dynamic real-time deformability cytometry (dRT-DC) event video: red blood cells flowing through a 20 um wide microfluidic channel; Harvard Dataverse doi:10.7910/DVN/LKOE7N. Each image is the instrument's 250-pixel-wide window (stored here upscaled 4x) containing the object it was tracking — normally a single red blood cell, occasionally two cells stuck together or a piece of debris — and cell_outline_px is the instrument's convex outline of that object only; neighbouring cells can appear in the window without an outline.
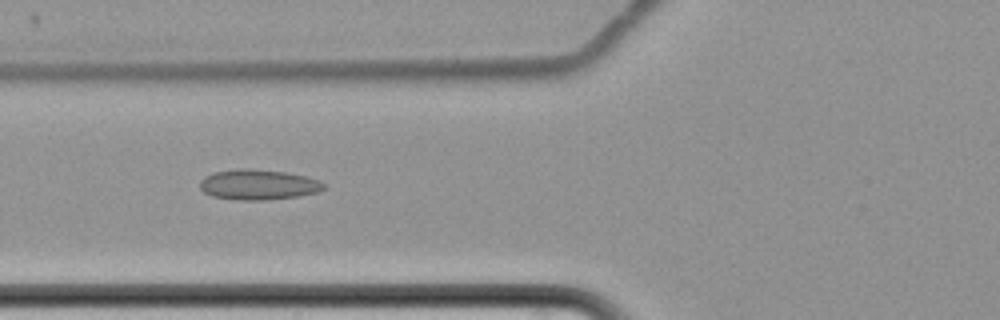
{"species": "common noctule bat (a hibernating species)", "species_latin": "Nyctalus noctula", "temperature_condition": "cold", "stored_images_in_passage": 16, "camera_frame_rate_fps": 3000, "um_per_image_px": 0.085, "animal": {"sex": "female", "body_mass_g": 22.7, "forearm_length_mm": 54.2}, "frame": {"image": 1, "passage_image": 7, "time_ms": 8.333, "image_size_px": [1000, 320], "cell_outline_px": [[324, 188], [316, 192], [300, 196], [264, 200], [236, 200], [212, 196], [204, 192], [200, 188], [200, 180], [204, 176], [212, 172], [240, 168], [248, 168], [284, 172], [304, 176], [320, 180], [324, 184]], "centroid_in_image_um": [21.91, 15.69], "position_along_channel_um": 103.9, "area_um2": 21.91}}
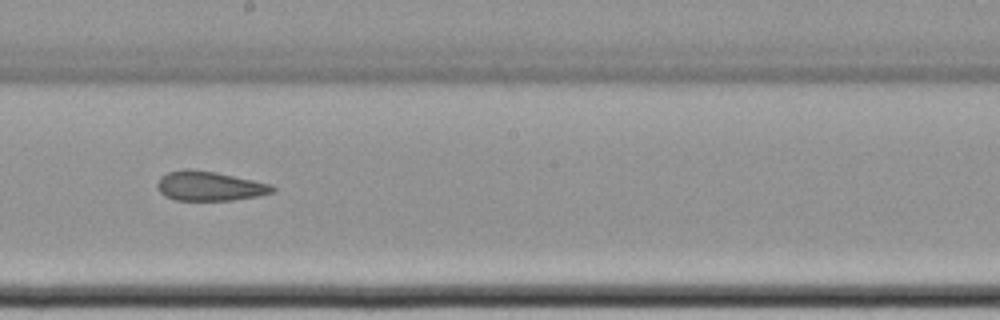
{"frame": {"image": 2, "passage_image": 10, "time_ms": 12.0, "image_size_px": [1000, 320], "cell_outline_px": [[276, 188], [272, 192], [260, 196], [232, 200], [176, 200], [164, 196], [156, 188], [156, 184], [160, 176], [168, 172], [184, 168], [188, 168], [216, 172], [272, 184]], "centroid_in_image_um": [17.78, 15.81], "position_along_channel_um": 230.4, "area_um2": 20.0}}
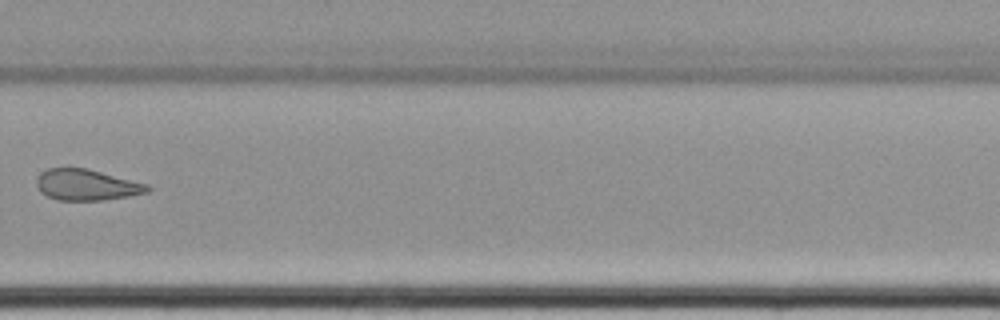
{"frame": {"image": 3, "passage_image": 12, "time_ms": 14.667, "image_size_px": [1000, 320], "cell_outline_px": [[152, 188], [148, 192], [128, 196], [100, 200], [56, 200], [40, 192], [36, 184], [36, 180], [40, 172], [48, 168], [88, 168], [148, 184]], "centroid_in_image_um": [7.35, 15.7], "position_along_channel_um": 322.4, "area_um2": 20.11}, "authors_computed_cell_mechanics": {"area_um2": 22.1374, "velocity_mm_per_s": 3.4543, "shape_relaxation_time_tau1_ms": null, "shape_relaxation_time_tau2_ms": 2.7692, "deformation_change_tau1": null, "deformation_change_tau2": 0.0829}}